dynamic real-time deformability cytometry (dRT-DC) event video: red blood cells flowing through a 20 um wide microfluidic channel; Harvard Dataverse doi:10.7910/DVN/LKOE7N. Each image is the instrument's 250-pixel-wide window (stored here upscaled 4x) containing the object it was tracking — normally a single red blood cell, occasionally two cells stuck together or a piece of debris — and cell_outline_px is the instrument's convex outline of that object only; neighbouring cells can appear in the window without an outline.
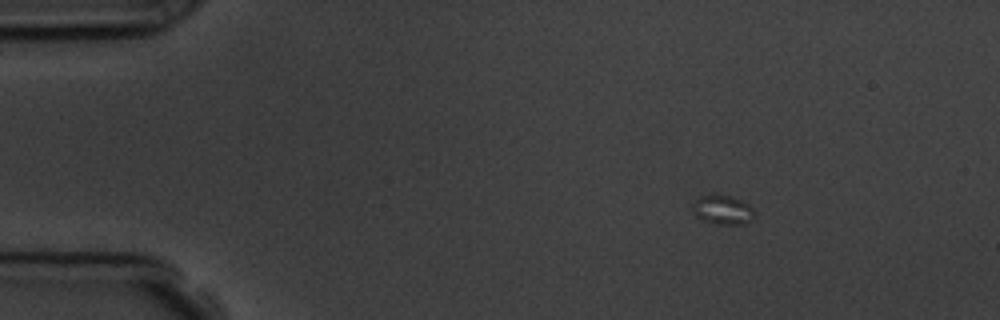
{"species": "common noctule bat (a hibernating species)", "species_latin": "Nyctalus noctula", "temperature_condition": "room temperature", "stored_images_in_passage": 15, "camera_frame_rate_fps": 3000, "um_per_image_px": 0.085, "animal": {"sex": "male", "body_mass_g": 19.5, "forearm_length_mm": 54.6}, "frame": {"image": 1, "passage_image": 1, "time_ms": 0.0, "image_size_px": [1000, 320], "cell_outline_px": [[752, 216], [744, 224], [716, 224], [704, 220], [696, 216], [692, 208], [692, 204], [700, 196], [712, 192], [716, 192], [732, 196], [748, 204], [752, 208]], "centroid_in_image_um": [61.36, 17.78], "position_along_channel_um": 23.6, "area_um2": 10.58}}